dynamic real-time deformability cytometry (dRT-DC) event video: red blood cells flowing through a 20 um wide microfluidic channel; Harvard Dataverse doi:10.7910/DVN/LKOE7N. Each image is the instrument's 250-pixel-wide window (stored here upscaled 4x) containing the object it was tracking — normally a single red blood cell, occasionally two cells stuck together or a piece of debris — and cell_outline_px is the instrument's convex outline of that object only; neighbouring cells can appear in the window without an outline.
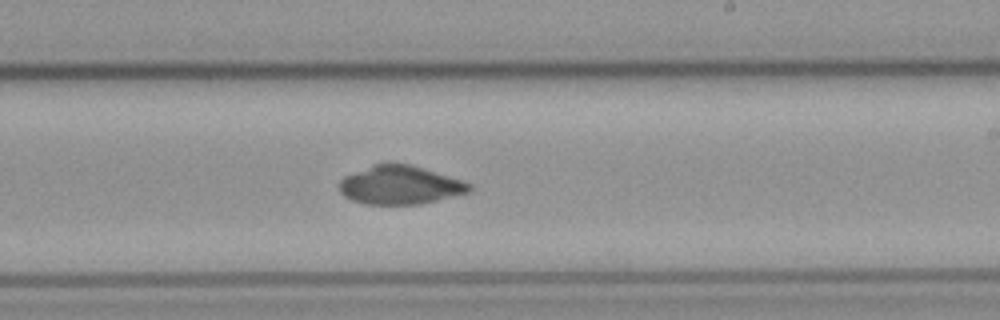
{"species": "common noctule bat (a hibernating species)", "species_latin": "Nyctalus noctula", "temperature_condition": "cold", "stored_images_in_passage": 37, "camera_frame_rate_fps": 3000, "um_per_image_px": 0.085, "animal": {"sex": "male", "body_mass_g": 23.1, "forearm_length_mm": 52.7}, "frame": {"image": 1, "passage_image": 18, "time_ms": 5.667, "image_size_px": [1000, 320], "cell_outline_px": [[472, 188], [468, 192], [420, 204], [364, 204], [352, 200], [344, 196], [340, 192], [340, 180], [344, 176], [372, 164], [388, 160], [412, 164], [464, 180], [472, 184]], "centroid_in_image_um": [34.0, 15.69], "position_along_channel_um": 255.0, "area_um2": 29.77}}
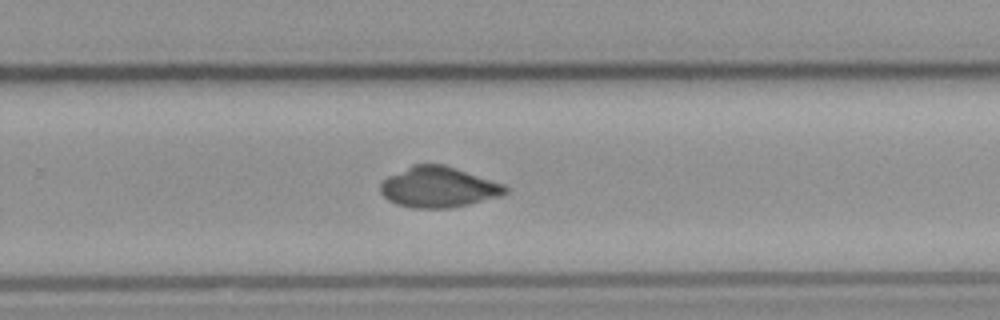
{"frame": {"image": 2, "passage_image": 21, "time_ms": 6.667, "image_size_px": [1000, 320], "cell_outline_px": [[508, 192], [500, 196], [468, 204], [448, 208], [412, 208], [396, 204], [388, 200], [380, 192], [380, 184], [388, 176], [412, 164], [444, 164], [504, 184], [508, 188]], "centroid_in_image_um": [37.25, 15.9], "position_along_channel_um": 292.5, "area_um2": 29.54}}
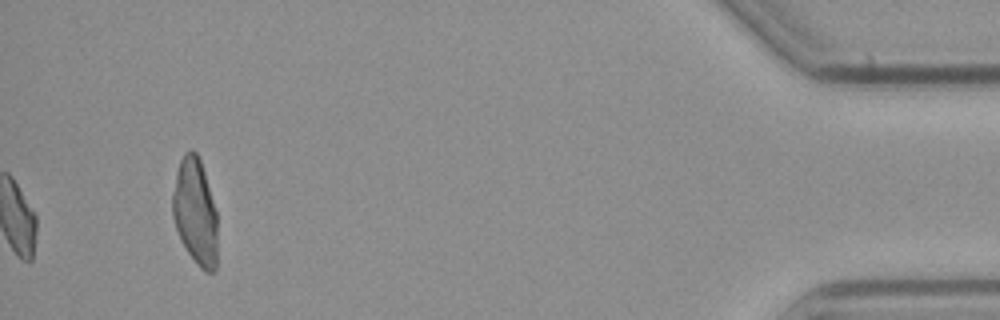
{"frame": {"image": 3, "passage_image": 37, "time_ms": 12.0, "image_size_px": [1000, 320], "cell_outline_px": [[216, 272], [204, 272], [196, 264], [180, 240], [172, 216], [172, 192], [180, 160], [184, 152], [192, 148], [196, 152], [200, 160], [204, 172], [216, 212]], "centroid_in_image_um": [16.57, 18.02], "position_along_channel_um": 418.6, "area_um2": 27.74}, "authors_computed_cell_mechanics": {"area_um2": 29.5358, "velocity_mm_per_s": 3.7705, "shape_relaxation_time_tau1_ms": null, "shape_relaxation_time_tau2_ms": 4.9499, "deformation_change_tau1": null, "deformation_change_tau2": 0.0742}}